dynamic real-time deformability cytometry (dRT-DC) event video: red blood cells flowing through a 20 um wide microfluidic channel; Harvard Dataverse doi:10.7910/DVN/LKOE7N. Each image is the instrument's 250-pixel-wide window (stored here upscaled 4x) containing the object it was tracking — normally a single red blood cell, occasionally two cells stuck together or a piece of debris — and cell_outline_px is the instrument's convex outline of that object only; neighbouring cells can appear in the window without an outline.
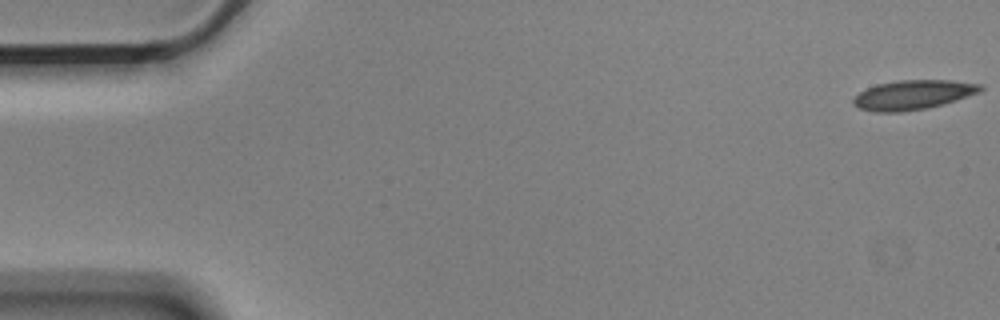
{"species": "Egyptian fruit bat (a non-hibernating species)", "species_latin": "Rousettus aegyptiacus", "temperature_condition": "cold", "stored_images_in_passage": 56, "camera_frame_rate_fps": 3000, "um_per_image_px": 0.085, "animal": {"sex": "male"}, "frame": {"image": 1, "passage_image": 1, "time_ms": 0.0, "image_size_px": [1000, 320], "cell_outline_px": [[984, 88], [980, 92], [944, 104], [928, 108], [900, 112], [872, 112], [860, 108], [852, 104], [852, 100], [860, 92], [876, 84], [896, 80], [952, 80], [980, 84]], "centroid_in_image_um": [77.6, 8.06], "position_along_channel_um": 7.4, "area_um2": 21.91}}
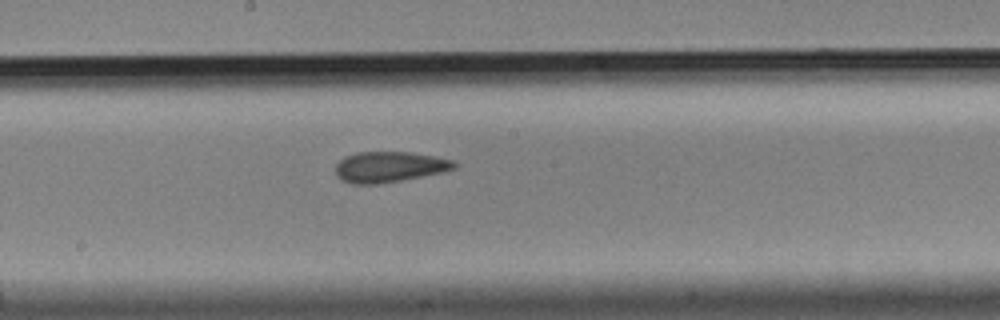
{"frame": {"image": 2, "passage_image": 30, "time_ms": 9.667, "image_size_px": [1000, 320], "cell_outline_px": [[460, 164], [456, 168], [444, 172], [400, 180], [376, 184], [352, 184], [340, 180], [336, 176], [336, 164], [344, 156], [356, 152], [408, 152], [436, 156], [452, 160]], "centroid_in_image_um": [33.09, 14.18], "position_along_channel_um": 215.1, "area_um2": 21.39}}
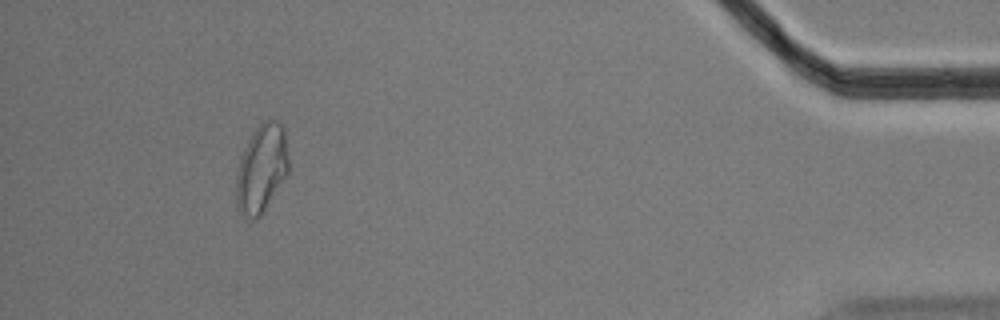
{"frame": {"image": 3, "passage_image": 52, "time_ms": 17.0, "image_size_px": [1000, 320], "cell_outline_px": [[288, 172], [260, 216], [252, 220], [240, 212], [236, 204], [236, 176], [240, 156], [252, 132], [268, 116], [280, 124], [284, 128], [288, 156]], "centroid_in_image_um": [22.21, 14.29], "position_along_channel_um": 413.0, "area_um2": 26.82}, "authors_computed_cell_mechanics": {"area_um2": 21.7039, "velocity_mm_per_s": 3.5542, "shape_relaxation_time_tau1_ms": null, "shape_relaxation_time_tau2_ms": 5.704, "deformation_change_tau1": null, "deformation_change_tau2": 0.1107}}